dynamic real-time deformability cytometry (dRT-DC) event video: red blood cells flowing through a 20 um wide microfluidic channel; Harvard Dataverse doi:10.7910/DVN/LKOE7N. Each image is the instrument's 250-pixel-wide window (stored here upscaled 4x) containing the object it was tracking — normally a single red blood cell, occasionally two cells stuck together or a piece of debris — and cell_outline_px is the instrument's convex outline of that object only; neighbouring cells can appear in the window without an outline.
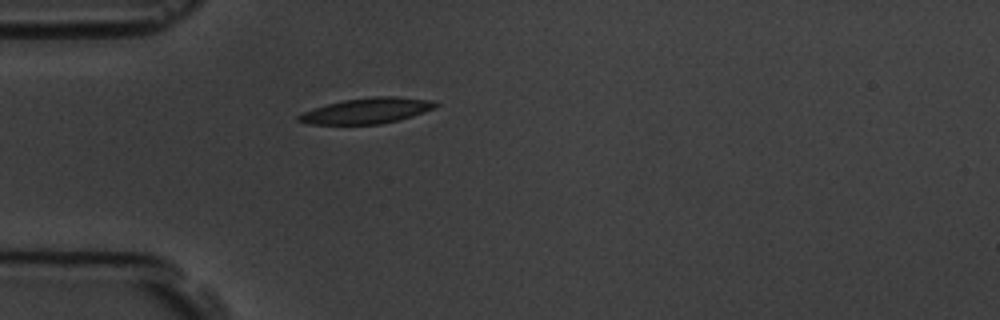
{"species": "common noctule bat (a hibernating species)", "species_latin": "Nyctalus noctula", "temperature_condition": "room temperature", "stored_images_in_passage": 5, "camera_frame_rate_fps": 3000, "um_per_image_px": 0.085, "animal": {"sex": "male", "body_mass_g": 19.5, "forearm_length_mm": 54.6}, "frame": {"image": 1, "passage_image": 5, "time_ms": 4.667, "image_size_px": [1000, 320], "cell_outline_px": [[440, 104], [436, 108], [412, 116], [380, 124], [308, 124], [296, 120], [296, 116], [300, 112], [328, 104], [344, 100], [372, 96], [396, 96], [432, 100]], "centroid_in_image_um": [31.17, 9.4], "position_along_channel_um": 53.8, "area_um2": 20.52}}